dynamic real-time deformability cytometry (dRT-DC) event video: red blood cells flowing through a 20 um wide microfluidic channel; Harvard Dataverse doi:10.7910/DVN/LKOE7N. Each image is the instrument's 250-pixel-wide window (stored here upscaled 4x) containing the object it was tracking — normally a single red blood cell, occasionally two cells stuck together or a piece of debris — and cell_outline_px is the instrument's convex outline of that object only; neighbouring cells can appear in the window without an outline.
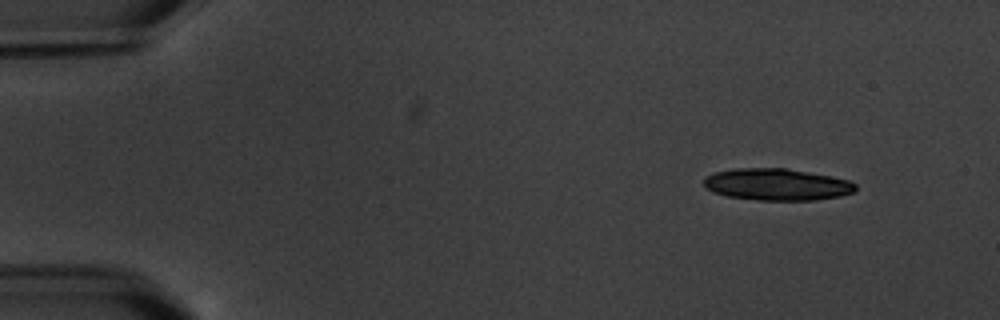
{"species": "common noctule bat (a hibernating species)", "species_latin": "Nyctalus noctula", "temperature_condition": "warm", "stored_images_in_passage": 10, "camera_frame_rate_fps": 3000, "um_per_image_px": 0.085, "animal": {"sex": "male", "body_mass_g": 20.1, "forearm_length_mm": 53.5}, "frame": {"image": 1, "passage_image": 1, "time_ms": 0.0, "image_size_px": [1000, 320], "cell_outline_px": [[856, 188], [852, 192], [840, 196], [816, 200], [756, 200], [728, 196], [712, 192], [704, 184], [704, 176], [716, 172], [736, 168], [788, 168], [832, 176], [848, 180], [856, 184]], "centroid_in_image_um": [66.04, 15.67], "position_along_channel_um": 19.0, "area_um2": 28.15}}
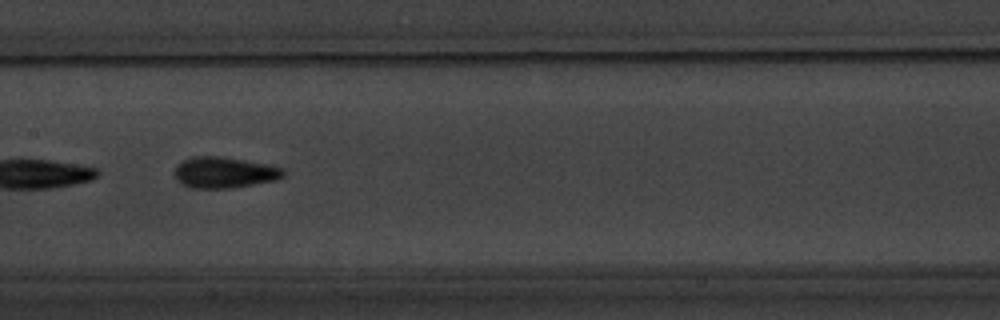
{"frame": {"image": 2, "passage_image": 7, "time_ms": 8.0, "image_size_px": [1000, 320], "cell_outline_px": [[284, 176], [276, 180], [228, 188], [192, 188], [180, 184], [176, 180], [172, 172], [176, 164], [192, 156], [220, 156], [244, 160], [284, 168]], "centroid_in_image_um": [18.98, 14.66], "position_along_channel_um": 188.4, "area_um2": 19.77}}